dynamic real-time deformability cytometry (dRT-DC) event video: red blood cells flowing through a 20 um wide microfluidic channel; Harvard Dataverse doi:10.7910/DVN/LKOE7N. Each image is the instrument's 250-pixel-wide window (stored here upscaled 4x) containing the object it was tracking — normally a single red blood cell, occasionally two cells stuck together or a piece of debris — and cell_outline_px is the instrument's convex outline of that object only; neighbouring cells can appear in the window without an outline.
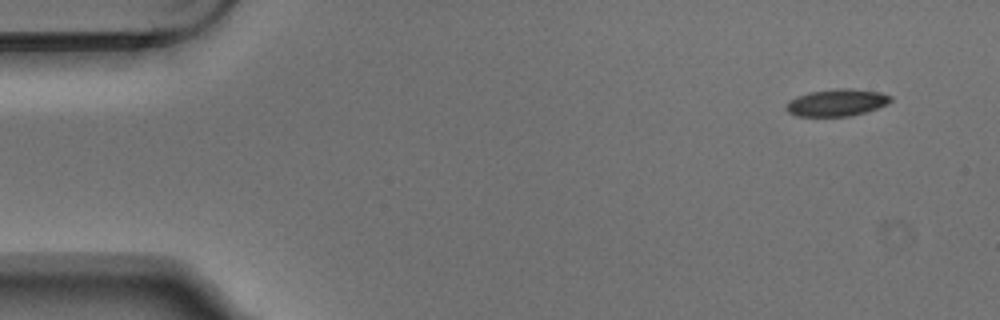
{"species": "Egyptian fruit bat (a non-hibernating species)", "species_latin": "Rousettus aegyptiacus", "temperature_condition": "warm", "stored_images_in_passage": 5, "camera_frame_rate_fps": 3000, "um_per_image_px": 0.085, "animal": {"sex": "male"}, "frame": {"image": 1, "passage_image": 1, "time_ms": 0.0, "image_size_px": [1000, 320], "cell_outline_px": [[892, 100], [888, 104], [864, 112], [848, 116], [796, 116], [788, 112], [784, 108], [784, 104], [788, 100], [796, 96], [808, 92], [836, 88], [852, 88], [880, 92], [892, 96]], "centroid_in_image_um": [71.08, 8.71], "position_along_channel_um": 13.9, "area_um2": 16.7}}
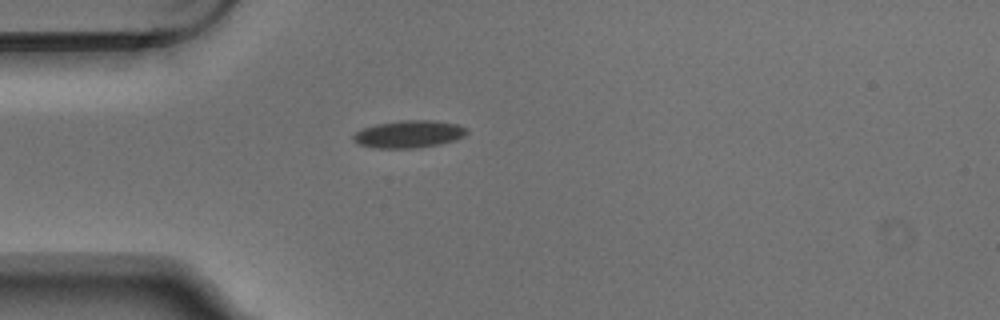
{"frame": {"image": 2, "passage_image": 4, "time_ms": 1.0, "image_size_px": [1000, 320], "cell_outline_px": [[468, 132], [464, 136], [456, 140], [440, 144], [420, 148], [372, 148], [356, 144], [352, 140], [352, 136], [356, 132], [364, 128], [376, 124], [400, 120], [432, 120], [456, 124], [464, 128]], "centroid_in_image_um": [34.71, 11.41], "position_along_channel_um": 50.3, "area_um2": 18.26}}